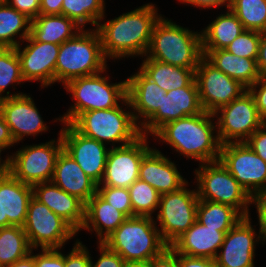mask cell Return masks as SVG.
Returning a JSON list of instances; mask_svg holds the SVG:
<instances>
[{"label": "cell", "mask_w": 266, "mask_h": 267, "mask_svg": "<svg viewBox=\"0 0 266 267\" xmlns=\"http://www.w3.org/2000/svg\"><path fill=\"white\" fill-rule=\"evenodd\" d=\"M157 7L148 3L119 17L97 24L105 58L145 56L155 24L162 17Z\"/></svg>", "instance_id": "6da1fadb"}, {"label": "cell", "mask_w": 266, "mask_h": 267, "mask_svg": "<svg viewBox=\"0 0 266 267\" xmlns=\"http://www.w3.org/2000/svg\"><path fill=\"white\" fill-rule=\"evenodd\" d=\"M212 113L203 111L198 115L170 121L160 127L153 136L169 144L184 155L199 161V164L219 160L221 142L216 132Z\"/></svg>", "instance_id": "7a4b0ae2"}, {"label": "cell", "mask_w": 266, "mask_h": 267, "mask_svg": "<svg viewBox=\"0 0 266 267\" xmlns=\"http://www.w3.org/2000/svg\"><path fill=\"white\" fill-rule=\"evenodd\" d=\"M153 218H126L102 243L118 253L128 265L149 263L169 247L162 239Z\"/></svg>", "instance_id": "3957f363"}, {"label": "cell", "mask_w": 266, "mask_h": 267, "mask_svg": "<svg viewBox=\"0 0 266 267\" xmlns=\"http://www.w3.org/2000/svg\"><path fill=\"white\" fill-rule=\"evenodd\" d=\"M145 56L195 70L203 57L201 32L190 31L161 17L154 26Z\"/></svg>", "instance_id": "277c9868"}, {"label": "cell", "mask_w": 266, "mask_h": 267, "mask_svg": "<svg viewBox=\"0 0 266 267\" xmlns=\"http://www.w3.org/2000/svg\"><path fill=\"white\" fill-rule=\"evenodd\" d=\"M101 39L95 29L79 31L60 45L55 65V82L68 81L103 72L107 68Z\"/></svg>", "instance_id": "5b68a950"}, {"label": "cell", "mask_w": 266, "mask_h": 267, "mask_svg": "<svg viewBox=\"0 0 266 267\" xmlns=\"http://www.w3.org/2000/svg\"><path fill=\"white\" fill-rule=\"evenodd\" d=\"M105 71L107 70L91 76L72 79L64 85L67 93H71L76 102L56 121L71 123L83 112L115 108L119 105V100L125 102L126 80L115 84L108 83L109 77L102 76Z\"/></svg>", "instance_id": "8992f818"}, {"label": "cell", "mask_w": 266, "mask_h": 267, "mask_svg": "<svg viewBox=\"0 0 266 267\" xmlns=\"http://www.w3.org/2000/svg\"><path fill=\"white\" fill-rule=\"evenodd\" d=\"M70 124L79 133L103 144L112 142L126 145L142 135L133 112L124 111L120 105L110 109L83 112Z\"/></svg>", "instance_id": "52a82bcc"}, {"label": "cell", "mask_w": 266, "mask_h": 267, "mask_svg": "<svg viewBox=\"0 0 266 267\" xmlns=\"http://www.w3.org/2000/svg\"><path fill=\"white\" fill-rule=\"evenodd\" d=\"M199 199L229 205L243 217L249 215L253 197L244 189L220 160L200 164L195 170Z\"/></svg>", "instance_id": "ba28073f"}, {"label": "cell", "mask_w": 266, "mask_h": 267, "mask_svg": "<svg viewBox=\"0 0 266 267\" xmlns=\"http://www.w3.org/2000/svg\"><path fill=\"white\" fill-rule=\"evenodd\" d=\"M10 156L9 173L28 185L51 182L58 155L63 149L61 135L49 142L22 147Z\"/></svg>", "instance_id": "9c48e42d"}, {"label": "cell", "mask_w": 266, "mask_h": 267, "mask_svg": "<svg viewBox=\"0 0 266 267\" xmlns=\"http://www.w3.org/2000/svg\"><path fill=\"white\" fill-rule=\"evenodd\" d=\"M186 187L187 184L175 192L160 196L156 220L161 227L160 235L168 246L196 222L199 202L197 190Z\"/></svg>", "instance_id": "30bf717a"}, {"label": "cell", "mask_w": 266, "mask_h": 267, "mask_svg": "<svg viewBox=\"0 0 266 267\" xmlns=\"http://www.w3.org/2000/svg\"><path fill=\"white\" fill-rule=\"evenodd\" d=\"M213 115L218 118L214 123L222 145L245 142L265 123L259 116L255 100L248 90L228 105L219 108Z\"/></svg>", "instance_id": "8fae6325"}, {"label": "cell", "mask_w": 266, "mask_h": 267, "mask_svg": "<svg viewBox=\"0 0 266 267\" xmlns=\"http://www.w3.org/2000/svg\"><path fill=\"white\" fill-rule=\"evenodd\" d=\"M23 229L33 249L59 248L76 235V231L46 205L32 196Z\"/></svg>", "instance_id": "7c38bea8"}, {"label": "cell", "mask_w": 266, "mask_h": 267, "mask_svg": "<svg viewBox=\"0 0 266 267\" xmlns=\"http://www.w3.org/2000/svg\"><path fill=\"white\" fill-rule=\"evenodd\" d=\"M195 80L202 109L212 114L247 91L238 80L217 69L204 56L195 69Z\"/></svg>", "instance_id": "4fadbf2b"}, {"label": "cell", "mask_w": 266, "mask_h": 267, "mask_svg": "<svg viewBox=\"0 0 266 267\" xmlns=\"http://www.w3.org/2000/svg\"><path fill=\"white\" fill-rule=\"evenodd\" d=\"M219 160L252 197L266 189V162L245 142L223 144Z\"/></svg>", "instance_id": "5bb4252c"}, {"label": "cell", "mask_w": 266, "mask_h": 267, "mask_svg": "<svg viewBox=\"0 0 266 267\" xmlns=\"http://www.w3.org/2000/svg\"><path fill=\"white\" fill-rule=\"evenodd\" d=\"M148 135H141L135 141L109 150L104 175L98 185L129 188L139 179L143 156L151 149L147 145Z\"/></svg>", "instance_id": "9a60e30c"}, {"label": "cell", "mask_w": 266, "mask_h": 267, "mask_svg": "<svg viewBox=\"0 0 266 267\" xmlns=\"http://www.w3.org/2000/svg\"><path fill=\"white\" fill-rule=\"evenodd\" d=\"M250 216L242 217L224 236L217 253L215 263L217 267H254L255 242H265L266 235L259 228V235L251 225ZM258 237L255 239V237Z\"/></svg>", "instance_id": "2e32d148"}, {"label": "cell", "mask_w": 266, "mask_h": 267, "mask_svg": "<svg viewBox=\"0 0 266 267\" xmlns=\"http://www.w3.org/2000/svg\"><path fill=\"white\" fill-rule=\"evenodd\" d=\"M59 132L63 149L72 156L87 176L99 184L104 175L110 148L105 144L79 133L70 123Z\"/></svg>", "instance_id": "e0dca14e"}, {"label": "cell", "mask_w": 266, "mask_h": 267, "mask_svg": "<svg viewBox=\"0 0 266 267\" xmlns=\"http://www.w3.org/2000/svg\"><path fill=\"white\" fill-rule=\"evenodd\" d=\"M204 110L200 104L198 86L194 79L188 86L176 88L166 92L163 96L161 106L140 127L141 133L153 135L164 124L184 118L198 115Z\"/></svg>", "instance_id": "ac0fdd59"}, {"label": "cell", "mask_w": 266, "mask_h": 267, "mask_svg": "<svg viewBox=\"0 0 266 267\" xmlns=\"http://www.w3.org/2000/svg\"><path fill=\"white\" fill-rule=\"evenodd\" d=\"M0 112L16 144L25 136H34L48 130L34 101L26 93L12 95L7 91L4 98L0 99Z\"/></svg>", "instance_id": "d6986e66"}, {"label": "cell", "mask_w": 266, "mask_h": 267, "mask_svg": "<svg viewBox=\"0 0 266 267\" xmlns=\"http://www.w3.org/2000/svg\"><path fill=\"white\" fill-rule=\"evenodd\" d=\"M25 41L29 44L22 51L21 44L16 47L23 80L40 81L41 87L55 83V65L60 45L36 41L31 35Z\"/></svg>", "instance_id": "ffe728a7"}, {"label": "cell", "mask_w": 266, "mask_h": 267, "mask_svg": "<svg viewBox=\"0 0 266 267\" xmlns=\"http://www.w3.org/2000/svg\"><path fill=\"white\" fill-rule=\"evenodd\" d=\"M33 196L65 220L77 233L85 221V204L52 182L32 186Z\"/></svg>", "instance_id": "44dd1931"}, {"label": "cell", "mask_w": 266, "mask_h": 267, "mask_svg": "<svg viewBox=\"0 0 266 267\" xmlns=\"http://www.w3.org/2000/svg\"><path fill=\"white\" fill-rule=\"evenodd\" d=\"M165 94L166 92L163 89L139 70L126 79L124 104L134 111V119L141 127L161 106ZM140 119H142V122L138 121Z\"/></svg>", "instance_id": "7402d4cb"}, {"label": "cell", "mask_w": 266, "mask_h": 267, "mask_svg": "<svg viewBox=\"0 0 266 267\" xmlns=\"http://www.w3.org/2000/svg\"><path fill=\"white\" fill-rule=\"evenodd\" d=\"M139 179L147 182L160 194L175 192L188 184L174 162L152 148L142 158Z\"/></svg>", "instance_id": "603a6c76"}, {"label": "cell", "mask_w": 266, "mask_h": 267, "mask_svg": "<svg viewBox=\"0 0 266 267\" xmlns=\"http://www.w3.org/2000/svg\"><path fill=\"white\" fill-rule=\"evenodd\" d=\"M51 182L84 204L97 193V183L85 174L78 163L64 149L57 157Z\"/></svg>", "instance_id": "cb8c5ba5"}, {"label": "cell", "mask_w": 266, "mask_h": 267, "mask_svg": "<svg viewBox=\"0 0 266 267\" xmlns=\"http://www.w3.org/2000/svg\"><path fill=\"white\" fill-rule=\"evenodd\" d=\"M228 231H218L196 221L169 247L177 254L215 259Z\"/></svg>", "instance_id": "d4e9b609"}, {"label": "cell", "mask_w": 266, "mask_h": 267, "mask_svg": "<svg viewBox=\"0 0 266 267\" xmlns=\"http://www.w3.org/2000/svg\"><path fill=\"white\" fill-rule=\"evenodd\" d=\"M32 196L31 185L15 179L9 172L0 174L2 219H8V226L23 227Z\"/></svg>", "instance_id": "484cf974"}, {"label": "cell", "mask_w": 266, "mask_h": 267, "mask_svg": "<svg viewBox=\"0 0 266 267\" xmlns=\"http://www.w3.org/2000/svg\"><path fill=\"white\" fill-rule=\"evenodd\" d=\"M126 218L127 217L122 212L96 193L85 204V221L81 230H94L97 237H99V243H101L112 234Z\"/></svg>", "instance_id": "4316f807"}, {"label": "cell", "mask_w": 266, "mask_h": 267, "mask_svg": "<svg viewBox=\"0 0 266 267\" xmlns=\"http://www.w3.org/2000/svg\"><path fill=\"white\" fill-rule=\"evenodd\" d=\"M203 56L217 69L238 80L247 89L259 78L255 59L238 57L225 49L202 51Z\"/></svg>", "instance_id": "83f0119b"}, {"label": "cell", "mask_w": 266, "mask_h": 267, "mask_svg": "<svg viewBox=\"0 0 266 267\" xmlns=\"http://www.w3.org/2000/svg\"><path fill=\"white\" fill-rule=\"evenodd\" d=\"M75 29V30H74ZM83 29L74 20L60 15H43L31 21L30 35L40 42L61 45Z\"/></svg>", "instance_id": "f1b7e54d"}, {"label": "cell", "mask_w": 266, "mask_h": 267, "mask_svg": "<svg viewBox=\"0 0 266 267\" xmlns=\"http://www.w3.org/2000/svg\"><path fill=\"white\" fill-rule=\"evenodd\" d=\"M139 70L165 92L186 87L195 79V70L162 63L148 57L144 58Z\"/></svg>", "instance_id": "f546056e"}, {"label": "cell", "mask_w": 266, "mask_h": 267, "mask_svg": "<svg viewBox=\"0 0 266 267\" xmlns=\"http://www.w3.org/2000/svg\"><path fill=\"white\" fill-rule=\"evenodd\" d=\"M244 30L241 21L229 8L201 31L202 51L225 49Z\"/></svg>", "instance_id": "4dcf8cb0"}, {"label": "cell", "mask_w": 266, "mask_h": 267, "mask_svg": "<svg viewBox=\"0 0 266 267\" xmlns=\"http://www.w3.org/2000/svg\"><path fill=\"white\" fill-rule=\"evenodd\" d=\"M30 29L29 18L4 0L0 2V47L16 48L21 42L15 40V37L19 35L20 41H24L30 35Z\"/></svg>", "instance_id": "1f68e13d"}, {"label": "cell", "mask_w": 266, "mask_h": 267, "mask_svg": "<svg viewBox=\"0 0 266 267\" xmlns=\"http://www.w3.org/2000/svg\"><path fill=\"white\" fill-rule=\"evenodd\" d=\"M242 217L229 205L199 199L196 221L209 228L229 231Z\"/></svg>", "instance_id": "d6a6232c"}, {"label": "cell", "mask_w": 266, "mask_h": 267, "mask_svg": "<svg viewBox=\"0 0 266 267\" xmlns=\"http://www.w3.org/2000/svg\"><path fill=\"white\" fill-rule=\"evenodd\" d=\"M31 250L23 227L0 228V262L5 267L26 257Z\"/></svg>", "instance_id": "836d02e7"}, {"label": "cell", "mask_w": 266, "mask_h": 267, "mask_svg": "<svg viewBox=\"0 0 266 267\" xmlns=\"http://www.w3.org/2000/svg\"><path fill=\"white\" fill-rule=\"evenodd\" d=\"M105 0H63L61 14L74 20L80 27L86 23L97 27L104 16Z\"/></svg>", "instance_id": "e575fe53"}, {"label": "cell", "mask_w": 266, "mask_h": 267, "mask_svg": "<svg viewBox=\"0 0 266 267\" xmlns=\"http://www.w3.org/2000/svg\"><path fill=\"white\" fill-rule=\"evenodd\" d=\"M230 10L241 21L244 29L266 30V0H231Z\"/></svg>", "instance_id": "d590c367"}, {"label": "cell", "mask_w": 266, "mask_h": 267, "mask_svg": "<svg viewBox=\"0 0 266 267\" xmlns=\"http://www.w3.org/2000/svg\"><path fill=\"white\" fill-rule=\"evenodd\" d=\"M135 216L153 217L158 210L161 194L147 182L137 179L128 188Z\"/></svg>", "instance_id": "8d00e7d4"}, {"label": "cell", "mask_w": 266, "mask_h": 267, "mask_svg": "<svg viewBox=\"0 0 266 267\" xmlns=\"http://www.w3.org/2000/svg\"><path fill=\"white\" fill-rule=\"evenodd\" d=\"M25 82L22 78L20 60L16 48L0 47V99L6 88L13 83Z\"/></svg>", "instance_id": "74e56055"}, {"label": "cell", "mask_w": 266, "mask_h": 267, "mask_svg": "<svg viewBox=\"0 0 266 267\" xmlns=\"http://www.w3.org/2000/svg\"><path fill=\"white\" fill-rule=\"evenodd\" d=\"M261 32L245 29L237 36L225 50L238 57L257 59Z\"/></svg>", "instance_id": "f35d334b"}, {"label": "cell", "mask_w": 266, "mask_h": 267, "mask_svg": "<svg viewBox=\"0 0 266 267\" xmlns=\"http://www.w3.org/2000/svg\"><path fill=\"white\" fill-rule=\"evenodd\" d=\"M97 193L127 218L134 217L128 188L97 185Z\"/></svg>", "instance_id": "ab89813d"}, {"label": "cell", "mask_w": 266, "mask_h": 267, "mask_svg": "<svg viewBox=\"0 0 266 267\" xmlns=\"http://www.w3.org/2000/svg\"><path fill=\"white\" fill-rule=\"evenodd\" d=\"M41 250V253L34 255L36 267H65V255L59 252V248Z\"/></svg>", "instance_id": "60d3db41"}, {"label": "cell", "mask_w": 266, "mask_h": 267, "mask_svg": "<svg viewBox=\"0 0 266 267\" xmlns=\"http://www.w3.org/2000/svg\"><path fill=\"white\" fill-rule=\"evenodd\" d=\"M100 257L97 262L90 261V267H128L124 259L116 252L110 250L104 243H99Z\"/></svg>", "instance_id": "b9f144b4"}, {"label": "cell", "mask_w": 266, "mask_h": 267, "mask_svg": "<svg viewBox=\"0 0 266 267\" xmlns=\"http://www.w3.org/2000/svg\"><path fill=\"white\" fill-rule=\"evenodd\" d=\"M72 250L65 256V267H90L91 254L79 240L74 243Z\"/></svg>", "instance_id": "7bdbcfd3"}, {"label": "cell", "mask_w": 266, "mask_h": 267, "mask_svg": "<svg viewBox=\"0 0 266 267\" xmlns=\"http://www.w3.org/2000/svg\"><path fill=\"white\" fill-rule=\"evenodd\" d=\"M247 90L255 100L259 116L266 123V75H261Z\"/></svg>", "instance_id": "ee69618b"}, {"label": "cell", "mask_w": 266, "mask_h": 267, "mask_svg": "<svg viewBox=\"0 0 266 267\" xmlns=\"http://www.w3.org/2000/svg\"><path fill=\"white\" fill-rule=\"evenodd\" d=\"M9 6L24 14L31 21L40 14L41 0H4Z\"/></svg>", "instance_id": "f6af8a7d"}, {"label": "cell", "mask_w": 266, "mask_h": 267, "mask_svg": "<svg viewBox=\"0 0 266 267\" xmlns=\"http://www.w3.org/2000/svg\"><path fill=\"white\" fill-rule=\"evenodd\" d=\"M245 143L266 162V123L258 128Z\"/></svg>", "instance_id": "bcb514c9"}, {"label": "cell", "mask_w": 266, "mask_h": 267, "mask_svg": "<svg viewBox=\"0 0 266 267\" xmlns=\"http://www.w3.org/2000/svg\"><path fill=\"white\" fill-rule=\"evenodd\" d=\"M151 267H179V254L168 247L160 256L153 258Z\"/></svg>", "instance_id": "7dc6e473"}, {"label": "cell", "mask_w": 266, "mask_h": 267, "mask_svg": "<svg viewBox=\"0 0 266 267\" xmlns=\"http://www.w3.org/2000/svg\"><path fill=\"white\" fill-rule=\"evenodd\" d=\"M252 203L256 205L260 228L266 235V189L253 196Z\"/></svg>", "instance_id": "c3c4849f"}, {"label": "cell", "mask_w": 266, "mask_h": 267, "mask_svg": "<svg viewBox=\"0 0 266 267\" xmlns=\"http://www.w3.org/2000/svg\"><path fill=\"white\" fill-rule=\"evenodd\" d=\"M179 267H217L215 260L179 254Z\"/></svg>", "instance_id": "681fc988"}, {"label": "cell", "mask_w": 266, "mask_h": 267, "mask_svg": "<svg viewBox=\"0 0 266 267\" xmlns=\"http://www.w3.org/2000/svg\"><path fill=\"white\" fill-rule=\"evenodd\" d=\"M256 63L260 75H266V30L261 32Z\"/></svg>", "instance_id": "f907efd6"}, {"label": "cell", "mask_w": 266, "mask_h": 267, "mask_svg": "<svg viewBox=\"0 0 266 267\" xmlns=\"http://www.w3.org/2000/svg\"><path fill=\"white\" fill-rule=\"evenodd\" d=\"M63 0H41L40 14L60 15Z\"/></svg>", "instance_id": "816d5d0a"}, {"label": "cell", "mask_w": 266, "mask_h": 267, "mask_svg": "<svg viewBox=\"0 0 266 267\" xmlns=\"http://www.w3.org/2000/svg\"><path fill=\"white\" fill-rule=\"evenodd\" d=\"M183 4H191L192 6L195 5L194 7H201V8H214L218 6H224L227 9L230 8L231 0H179ZM227 2V4H226Z\"/></svg>", "instance_id": "f5cc1de1"}, {"label": "cell", "mask_w": 266, "mask_h": 267, "mask_svg": "<svg viewBox=\"0 0 266 267\" xmlns=\"http://www.w3.org/2000/svg\"><path fill=\"white\" fill-rule=\"evenodd\" d=\"M0 144L5 148L11 147L15 144L9 126L6 124L1 112H0Z\"/></svg>", "instance_id": "db71d44e"}, {"label": "cell", "mask_w": 266, "mask_h": 267, "mask_svg": "<svg viewBox=\"0 0 266 267\" xmlns=\"http://www.w3.org/2000/svg\"><path fill=\"white\" fill-rule=\"evenodd\" d=\"M32 251H33V249L26 257L14 262L13 264L6 266V267H36L35 263H34V254Z\"/></svg>", "instance_id": "11a10c76"}, {"label": "cell", "mask_w": 266, "mask_h": 267, "mask_svg": "<svg viewBox=\"0 0 266 267\" xmlns=\"http://www.w3.org/2000/svg\"><path fill=\"white\" fill-rule=\"evenodd\" d=\"M6 148L3 147L1 144H0V156H1V152L3 150H5ZM7 158L5 160L1 159L0 157V174H5V173H8L9 172V169H10V156H6ZM3 160V161H2ZM3 162V163H1Z\"/></svg>", "instance_id": "9f6ffc18"}, {"label": "cell", "mask_w": 266, "mask_h": 267, "mask_svg": "<svg viewBox=\"0 0 266 267\" xmlns=\"http://www.w3.org/2000/svg\"><path fill=\"white\" fill-rule=\"evenodd\" d=\"M8 227V219H2V208L0 204V228Z\"/></svg>", "instance_id": "6f0895ef"}, {"label": "cell", "mask_w": 266, "mask_h": 267, "mask_svg": "<svg viewBox=\"0 0 266 267\" xmlns=\"http://www.w3.org/2000/svg\"><path fill=\"white\" fill-rule=\"evenodd\" d=\"M128 267H151L149 263L130 264Z\"/></svg>", "instance_id": "680465c9"}]
</instances>
